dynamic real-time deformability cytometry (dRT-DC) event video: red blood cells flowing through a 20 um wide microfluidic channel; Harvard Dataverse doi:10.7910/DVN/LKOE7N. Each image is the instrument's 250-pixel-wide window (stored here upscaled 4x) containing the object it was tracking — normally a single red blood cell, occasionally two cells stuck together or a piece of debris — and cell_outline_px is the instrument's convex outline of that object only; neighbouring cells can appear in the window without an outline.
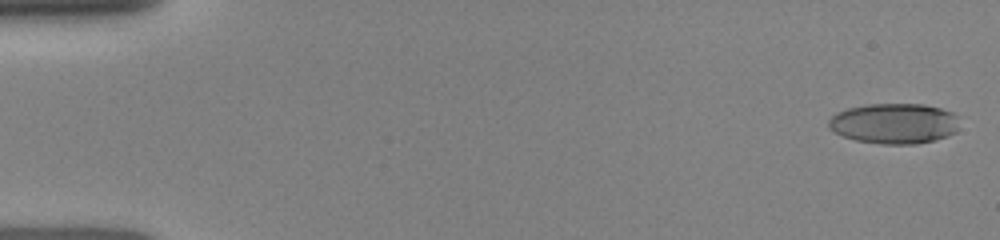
{"species": "human", "species_latin": "Homo sapiens", "temperature_condition": "room temperature", "stored_images_in_passage": 13, "camera_frame_rate_fps": 3000, "um_per_image_px": 0.085, "donor": {"sex": "female"}, "frame": {"image": 1, "passage_image": 1, "time_ms": 0.0, "image_size_px": [1000, 240], "cell_outline_px": [[956, 132], [948, 136], [936, 140], [916, 144], [880, 144], [856, 140], [844, 136], [828, 128], [828, 120], [836, 112], [848, 108], [868, 104], [924, 104], [940, 108], [952, 112], [956, 116]], "centroid_in_image_um": [75.99, 10.5], "position_along_channel_um": 9.0, "area_um2": 30.81}}
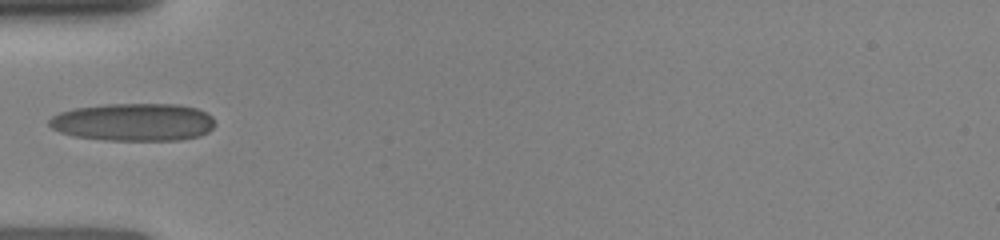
{"frame": {"image": 2, "passage_image": 8, "time_ms": 5.0, "image_size_px": [1000, 240], "cell_outline_px": [[216, 124], [208, 132], [200, 136], [180, 140], [104, 140], [72, 136], [60, 132], [52, 128], [48, 124], [48, 120], [52, 116], [60, 112], [76, 108], [104, 104], [180, 104], [196, 108], [212, 116]], "centroid_in_image_um": [11.35, 10.38], "position_along_channel_um": 73.6, "area_um2": 36.7}}
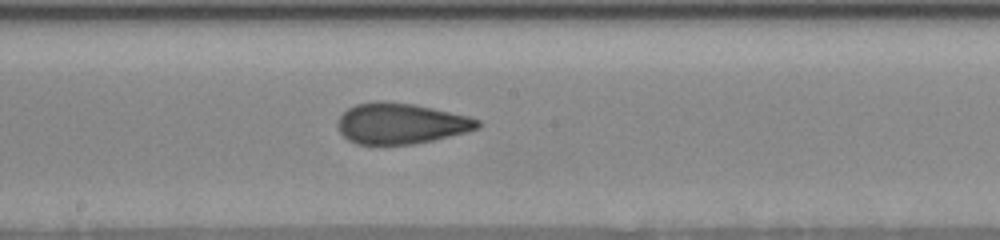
{"frame": {"image": 3, "passage_image": 13, "time_ms": 8.333, "image_size_px": [1000, 240], "cell_outline_px": [[484, 124], [480, 128], [468, 132], [432, 140], [412, 144], [356, 144], [348, 140], [336, 128], [336, 120], [348, 108], [356, 104], [380, 100], [412, 104], [432, 108], [468, 116], [480, 120]], "centroid_in_image_um": [34.07, 10.5], "position_along_channel_um": 214.1, "area_um2": 33.41}}